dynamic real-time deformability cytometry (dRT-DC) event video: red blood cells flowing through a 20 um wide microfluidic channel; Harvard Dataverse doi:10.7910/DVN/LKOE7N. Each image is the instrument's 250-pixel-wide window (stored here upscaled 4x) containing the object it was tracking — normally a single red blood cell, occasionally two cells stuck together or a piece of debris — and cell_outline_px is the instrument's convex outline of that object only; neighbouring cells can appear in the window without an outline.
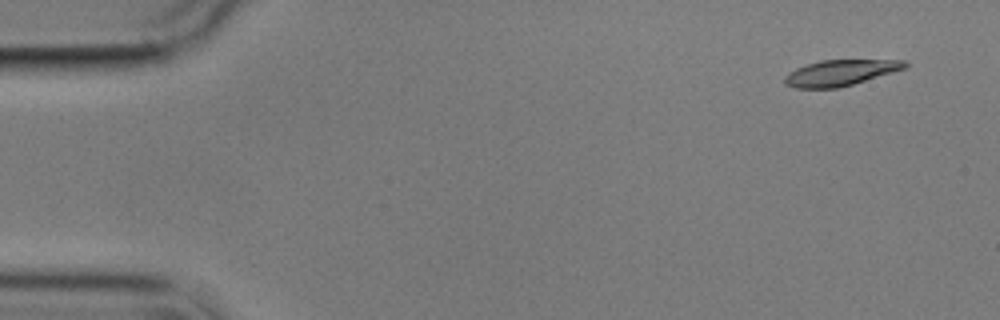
{"species": "common noctule bat (a hibernating species)", "species_latin": "Nyctalus noctula", "temperature_condition": "cold", "stored_images_in_passage": 7, "camera_frame_rate_fps": 3000, "um_per_image_px": 0.085, "animal": {"sex": "male", "body_mass_g": 17.9}, "frame": {"image": 1, "passage_image": 1, "time_ms": 0.0, "image_size_px": [1000, 320], "cell_outline_px": [[908, 68], [852, 84], [836, 88], [796, 88], [784, 84], [784, 76], [788, 72], [796, 68], [820, 60], [904, 60], [908, 64]], "centroid_in_image_um": [71.42, 6.18], "position_along_channel_um": 13.6, "area_um2": 18.09}}
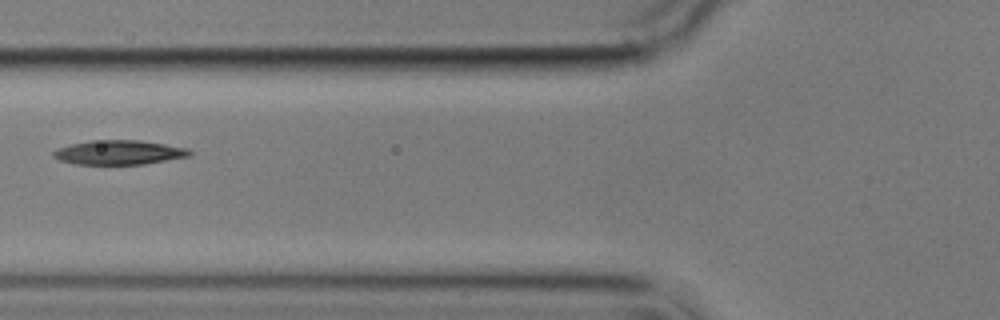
{"frame": {"image": 2, "passage_image": 6, "time_ms": 6.0, "image_size_px": [1000, 320], "cell_outline_px": [[192, 152], [188, 156], [144, 164], [76, 164], [60, 160], [52, 156], [52, 152], [56, 148], [72, 144], [92, 140], [140, 140], [188, 148]], "centroid_in_image_um": [10.08, 12.95], "position_along_channel_um": 115.7, "area_um2": 19.19}}